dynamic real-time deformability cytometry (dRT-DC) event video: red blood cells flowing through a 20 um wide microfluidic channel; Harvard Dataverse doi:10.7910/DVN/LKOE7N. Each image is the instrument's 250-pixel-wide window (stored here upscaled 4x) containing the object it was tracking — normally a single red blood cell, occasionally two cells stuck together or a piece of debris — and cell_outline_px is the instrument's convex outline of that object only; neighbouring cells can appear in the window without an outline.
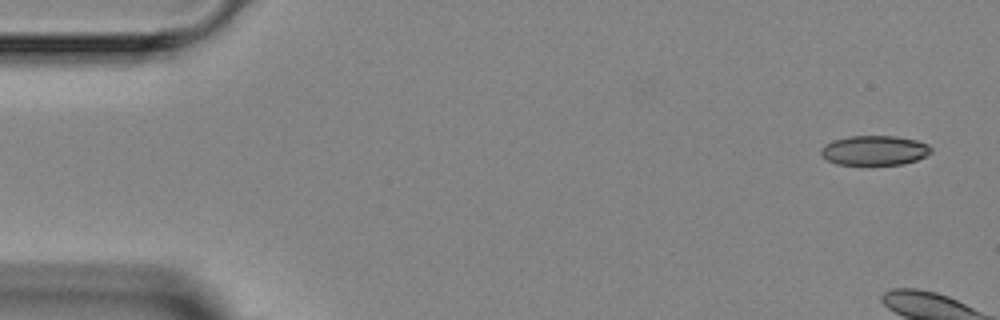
{"species": "Egyptian fruit bat (a non-hibernating species)", "species_latin": "Rousettus aegyptiacus", "temperature_condition": "room temperature", "stored_images_in_passage": 5, "camera_frame_rate_fps": 3000, "um_per_image_px": 0.085, "animal": {"sex": "female"}, "frame": {"image": 1, "passage_image": 1, "time_ms": 0.0, "image_size_px": [1000, 320], "cell_outline_px": [[932, 152], [916, 160], [904, 164], [836, 164], [828, 160], [820, 152], [820, 148], [824, 144], [832, 140], [848, 136], [896, 136], [916, 140], [928, 144], [932, 148]], "centroid_in_image_um": [74.32, 12.77], "position_along_channel_um": 10.7, "area_um2": 19.02}}